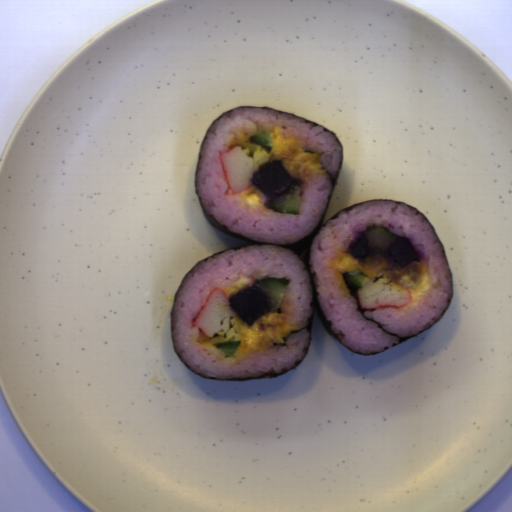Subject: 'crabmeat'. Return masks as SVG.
<instances>
[{"mask_svg":"<svg viewBox=\"0 0 512 512\" xmlns=\"http://www.w3.org/2000/svg\"><path fill=\"white\" fill-rule=\"evenodd\" d=\"M192 326L200 328L207 338L227 336L237 327L236 312L227 294L214 286L197 310Z\"/></svg>","mask_w":512,"mask_h":512,"instance_id":"obj_1","label":"crabmeat"},{"mask_svg":"<svg viewBox=\"0 0 512 512\" xmlns=\"http://www.w3.org/2000/svg\"><path fill=\"white\" fill-rule=\"evenodd\" d=\"M356 296L364 311L404 308L413 301L410 288L394 282L388 276L370 280L356 290Z\"/></svg>","mask_w":512,"mask_h":512,"instance_id":"obj_2","label":"crabmeat"},{"mask_svg":"<svg viewBox=\"0 0 512 512\" xmlns=\"http://www.w3.org/2000/svg\"><path fill=\"white\" fill-rule=\"evenodd\" d=\"M221 174L229 194L237 195L253 185V176L260 170L256 160L247 156L241 145L229 151H218Z\"/></svg>","mask_w":512,"mask_h":512,"instance_id":"obj_3","label":"crabmeat"}]
</instances>
